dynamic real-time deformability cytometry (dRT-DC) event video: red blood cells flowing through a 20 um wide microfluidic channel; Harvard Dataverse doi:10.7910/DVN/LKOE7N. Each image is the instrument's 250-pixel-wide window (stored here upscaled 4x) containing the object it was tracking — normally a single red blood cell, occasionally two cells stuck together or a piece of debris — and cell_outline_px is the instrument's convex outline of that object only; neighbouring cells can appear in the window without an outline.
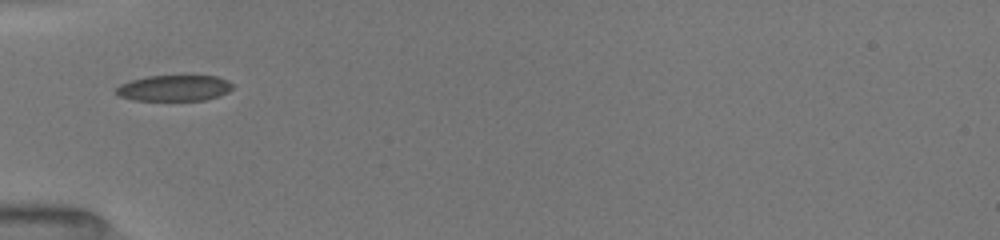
{"species": "common noctule bat (a hibernating species)", "species_latin": "Nyctalus noctula", "temperature_condition": "room temperature", "stored_images_in_passage": 34, "camera_frame_rate_fps": 3000, "um_per_image_px": 0.085, "animal": {"sex": "female", "body_mass_g": 19.5, "forearm_length_mm": 54.1}, "frame": {"image": 1, "passage_image": 1, "time_ms": 0.0, "image_size_px": [1000, 240], "cell_outline_px": [[232, 88], [228, 92], [220, 96], [204, 100], [132, 100], [120, 96], [112, 92], [120, 84], [132, 80], [148, 76], [216, 76], [228, 80], [232, 84]], "centroid_in_image_um": [14.79, 7.49], "position_along_channel_um": 70.2, "area_um2": 17.63}}
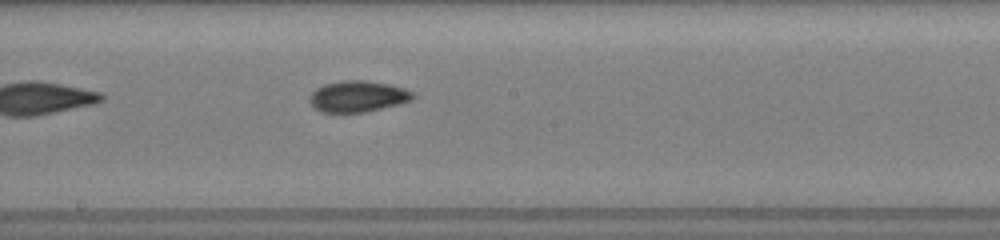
{"frame": {"image": 2, "passage_image": 12, "time_ms": 3.667, "image_size_px": [1000, 240], "cell_outline_px": [[416, 96], [412, 100], [364, 112], [320, 112], [308, 100], [308, 96], [316, 88], [324, 84], [344, 80], [368, 80], [388, 84], [404, 88], [416, 92]], "centroid_in_image_um": [30.41, 8.17], "position_along_channel_um": 217.8, "area_um2": 18.79}}
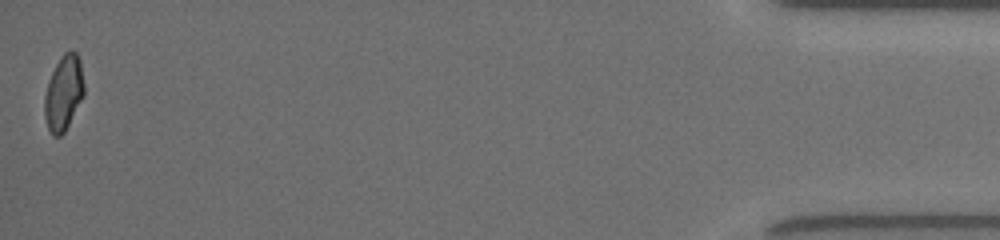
{"frame": {"image": 3, "passage_image": 34, "time_ms": 11.0, "image_size_px": [1000, 240], "cell_outline_px": [[84, 96], [64, 132], [60, 136], [52, 136], [48, 128], [44, 116], [44, 96], [48, 80], [60, 56], [64, 52], [76, 52], [80, 60], [84, 84]], "centroid_in_image_um": [5.4, 7.91], "position_along_channel_um": 429.8, "area_um2": 17.34}, "authors_computed_cell_mechanics": {"area_um2": 17.918, "velocity_mm_per_s": 4.0431, "shape_relaxation_time_tau1_ms": 2.995, "shape_relaxation_time_tau2_ms": 2.0644, "deformation_change_tau1": 0.1319, "deformation_change_tau2": 0.0748}}